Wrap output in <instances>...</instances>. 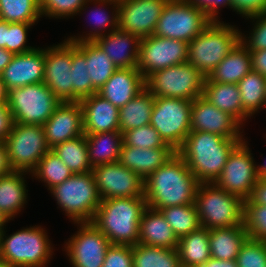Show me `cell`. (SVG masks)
Wrapping results in <instances>:
<instances>
[{
    "label": "cell",
    "instance_id": "1",
    "mask_svg": "<svg viewBox=\"0 0 266 267\" xmlns=\"http://www.w3.org/2000/svg\"><path fill=\"white\" fill-rule=\"evenodd\" d=\"M199 182L177 154L144 180L147 207L161 208L194 204Z\"/></svg>",
    "mask_w": 266,
    "mask_h": 267
},
{
    "label": "cell",
    "instance_id": "2",
    "mask_svg": "<svg viewBox=\"0 0 266 267\" xmlns=\"http://www.w3.org/2000/svg\"><path fill=\"white\" fill-rule=\"evenodd\" d=\"M242 141L209 132L191 131L176 153L187 163L199 183H214L228 156Z\"/></svg>",
    "mask_w": 266,
    "mask_h": 267
},
{
    "label": "cell",
    "instance_id": "3",
    "mask_svg": "<svg viewBox=\"0 0 266 267\" xmlns=\"http://www.w3.org/2000/svg\"><path fill=\"white\" fill-rule=\"evenodd\" d=\"M147 202L144 197L102 199L91 221L114 245L139 242V224Z\"/></svg>",
    "mask_w": 266,
    "mask_h": 267
},
{
    "label": "cell",
    "instance_id": "4",
    "mask_svg": "<svg viewBox=\"0 0 266 267\" xmlns=\"http://www.w3.org/2000/svg\"><path fill=\"white\" fill-rule=\"evenodd\" d=\"M0 232V260L14 267H45L53 247L41 226H30L6 236Z\"/></svg>",
    "mask_w": 266,
    "mask_h": 267
},
{
    "label": "cell",
    "instance_id": "5",
    "mask_svg": "<svg viewBox=\"0 0 266 267\" xmlns=\"http://www.w3.org/2000/svg\"><path fill=\"white\" fill-rule=\"evenodd\" d=\"M240 36L234 25L212 21L188 43V62L208 77L240 41Z\"/></svg>",
    "mask_w": 266,
    "mask_h": 267
},
{
    "label": "cell",
    "instance_id": "6",
    "mask_svg": "<svg viewBox=\"0 0 266 267\" xmlns=\"http://www.w3.org/2000/svg\"><path fill=\"white\" fill-rule=\"evenodd\" d=\"M194 204L201 227L211 230L243 225L244 200L214 183H199Z\"/></svg>",
    "mask_w": 266,
    "mask_h": 267
},
{
    "label": "cell",
    "instance_id": "7",
    "mask_svg": "<svg viewBox=\"0 0 266 267\" xmlns=\"http://www.w3.org/2000/svg\"><path fill=\"white\" fill-rule=\"evenodd\" d=\"M50 193L74 223L91 222L102 201L92 172L75 173Z\"/></svg>",
    "mask_w": 266,
    "mask_h": 267
},
{
    "label": "cell",
    "instance_id": "8",
    "mask_svg": "<svg viewBox=\"0 0 266 267\" xmlns=\"http://www.w3.org/2000/svg\"><path fill=\"white\" fill-rule=\"evenodd\" d=\"M211 22L212 20L206 15V11L191 2L168 0L158 19L153 35L189 43Z\"/></svg>",
    "mask_w": 266,
    "mask_h": 267
},
{
    "label": "cell",
    "instance_id": "9",
    "mask_svg": "<svg viewBox=\"0 0 266 267\" xmlns=\"http://www.w3.org/2000/svg\"><path fill=\"white\" fill-rule=\"evenodd\" d=\"M205 76L186 62L156 71L145 79V88L154 97L194 100L203 96Z\"/></svg>",
    "mask_w": 266,
    "mask_h": 267
},
{
    "label": "cell",
    "instance_id": "10",
    "mask_svg": "<svg viewBox=\"0 0 266 267\" xmlns=\"http://www.w3.org/2000/svg\"><path fill=\"white\" fill-rule=\"evenodd\" d=\"M61 101L43 82L8 90L14 123L43 125Z\"/></svg>",
    "mask_w": 266,
    "mask_h": 267
},
{
    "label": "cell",
    "instance_id": "11",
    "mask_svg": "<svg viewBox=\"0 0 266 267\" xmlns=\"http://www.w3.org/2000/svg\"><path fill=\"white\" fill-rule=\"evenodd\" d=\"M4 144L13 171L29 172V175L50 150L42 125L13 123Z\"/></svg>",
    "mask_w": 266,
    "mask_h": 267
},
{
    "label": "cell",
    "instance_id": "12",
    "mask_svg": "<svg viewBox=\"0 0 266 267\" xmlns=\"http://www.w3.org/2000/svg\"><path fill=\"white\" fill-rule=\"evenodd\" d=\"M192 100L155 97L150 125L177 151L191 132Z\"/></svg>",
    "mask_w": 266,
    "mask_h": 267
},
{
    "label": "cell",
    "instance_id": "13",
    "mask_svg": "<svg viewBox=\"0 0 266 267\" xmlns=\"http://www.w3.org/2000/svg\"><path fill=\"white\" fill-rule=\"evenodd\" d=\"M245 140L232 150L221 174L214 182L219 188L243 200L251 197L253 188L260 178L257 173V164Z\"/></svg>",
    "mask_w": 266,
    "mask_h": 267
},
{
    "label": "cell",
    "instance_id": "14",
    "mask_svg": "<svg viewBox=\"0 0 266 267\" xmlns=\"http://www.w3.org/2000/svg\"><path fill=\"white\" fill-rule=\"evenodd\" d=\"M188 62V43L155 35L139 43L138 70L146 79L152 73Z\"/></svg>",
    "mask_w": 266,
    "mask_h": 267
},
{
    "label": "cell",
    "instance_id": "15",
    "mask_svg": "<svg viewBox=\"0 0 266 267\" xmlns=\"http://www.w3.org/2000/svg\"><path fill=\"white\" fill-rule=\"evenodd\" d=\"M78 231L65 242V251L73 267H102L111 243L92 223L81 222Z\"/></svg>",
    "mask_w": 266,
    "mask_h": 267
},
{
    "label": "cell",
    "instance_id": "16",
    "mask_svg": "<svg viewBox=\"0 0 266 267\" xmlns=\"http://www.w3.org/2000/svg\"><path fill=\"white\" fill-rule=\"evenodd\" d=\"M91 172L101 199L144 197V180L119 161L94 166Z\"/></svg>",
    "mask_w": 266,
    "mask_h": 267
},
{
    "label": "cell",
    "instance_id": "17",
    "mask_svg": "<svg viewBox=\"0 0 266 267\" xmlns=\"http://www.w3.org/2000/svg\"><path fill=\"white\" fill-rule=\"evenodd\" d=\"M72 42L64 40L45 48L43 83L61 102H73L71 82Z\"/></svg>",
    "mask_w": 266,
    "mask_h": 267
},
{
    "label": "cell",
    "instance_id": "18",
    "mask_svg": "<svg viewBox=\"0 0 266 267\" xmlns=\"http://www.w3.org/2000/svg\"><path fill=\"white\" fill-rule=\"evenodd\" d=\"M118 28L140 39L154 34L168 0H118Z\"/></svg>",
    "mask_w": 266,
    "mask_h": 267
},
{
    "label": "cell",
    "instance_id": "19",
    "mask_svg": "<svg viewBox=\"0 0 266 267\" xmlns=\"http://www.w3.org/2000/svg\"><path fill=\"white\" fill-rule=\"evenodd\" d=\"M242 125L230 114L212 105L203 96L192 102L191 131L209 132L229 139H244Z\"/></svg>",
    "mask_w": 266,
    "mask_h": 267
},
{
    "label": "cell",
    "instance_id": "20",
    "mask_svg": "<svg viewBox=\"0 0 266 267\" xmlns=\"http://www.w3.org/2000/svg\"><path fill=\"white\" fill-rule=\"evenodd\" d=\"M50 149L67 140L84 135L80 102H61L42 125Z\"/></svg>",
    "mask_w": 266,
    "mask_h": 267
},
{
    "label": "cell",
    "instance_id": "21",
    "mask_svg": "<svg viewBox=\"0 0 266 267\" xmlns=\"http://www.w3.org/2000/svg\"><path fill=\"white\" fill-rule=\"evenodd\" d=\"M45 48L14 54L1 73L7 90L41 83L44 80Z\"/></svg>",
    "mask_w": 266,
    "mask_h": 267
},
{
    "label": "cell",
    "instance_id": "22",
    "mask_svg": "<svg viewBox=\"0 0 266 267\" xmlns=\"http://www.w3.org/2000/svg\"><path fill=\"white\" fill-rule=\"evenodd\" d=\"M84 134L119 131V108L95 93L80 100Z\"/></svg>",
    "mask_w": 266,
    "mask_h": 267
},
{
    "label": "cell",
    "instance_id": "23",
    "mask_svg": "<svg viewBox=\"0 0 266 267\" xmlns=\"http://www.w3.org/2000/svg\"><path fill=\"white\" fill-rule=\"evenodd\" d=\"M145 88V79L138 68H118L97 91L119 109Z\"/></svg>",
    "mask_w": 266,
    "mask_h": 267
},
{
    "label": "cell",
    "instance_id": "24",
    "mask_svg": "<svg viewBox=\"0 0 266 267\" xmlns=\"http://www.w3.org/2000/svg\"><path fill=\"white\" fill-rule=\"evenodd\" d=\"M140 38L119 28L98 37L94 42L118 68H137Z\"/></svg>",
    "mask_w": 266,
    "mask_h": 267
},
{
    "label": "cell",
    "instance_id": "25",
    "mask_svg": "<svg viewBox=\"0 0 266 267\" xmlns=\"http://www.w3.org/2000/svg\"><path fill=\"white\" fill-rule=\"evenodd\" d=\"M175 153L176 151L169 144L152 149L122 145L119 162L122 166L134 171L143 180H146L160 166L170 160Z\"/></svg>",
    "mask_w": 266,
    "mask_h": 267
},
{
    "label": "cell",
    "instance_id": "26",
    "mask_svg": "<svg viewBox=\"0 0 266 267\" xmlns=\"http://www.w3.org/2000/svg\"><path fill=\"white\" fill-rule=\"evenodd\" d=\"M178 238L159 210L147 207L139 224V242L144 245L177 249Z\"/></svg>",
    "mask_w": 266,
    "mask_h": 267
},
{
    "label": "cell",
    "instance_id": "27",
    "mask_svg": "<svg viewBox=\"0 0 266 267\" xmlns=\"http://www.w3.org/2000/svg\"><path fill=\"white\" fill-rule=\"evenodd\" d=\"M251 70V52L239 41L210 75L205 78V81L237 84Z\"/></svg>",
    "mask_w": 266,
    "mask_h": 267
},
{
    "label": "cell",
    "instance_id": "28",
    "mask_svg": "<svg viewBox=\"0 0 266 267\" xmlns=\"http://www.w3.org/2000/svg\"><path fill=\"white\" fill-rule=\"evenodd\" d=\"M203 97L221 111L233 116L242 126L250 118L243 110L237 84L204 81Z\"/></svg>",
    "mask_w": 266,
    "mask_h": 267
},
{
    "label": "cell",
    "instance_id": "29",
    "mask_svg": "<svg viewBox=\"0 0 266 267\" xmlns=\"http://www.w3.org/2000/svg\"><path fill=\"white\" fill-rule=\"evenodd\" d=\"M26 174L28 173L12 171L0 177V210L9 220L14 219L27 203Z\"/></svg>",
    "mask_w": 266,
    "mask_h": 267
},
{
    "label": "cell",
    "instance_id": "30",
    "mask_svg": "<svg viewBox=\"0 0 266 267\" xmlns=\"http://www.w3.org/2000/svg\"><path fill=\"white\" fill-rule=\"evenodd\" d=\"M85 136L92 167L119 161L123 144L120 131L85 134Z\"/></svg>",
    "mask_w": 266,
    "mask_h": 267
},
{
    "label": "cell",
    "instance_id": "31",
    "mask_svg": "<svg viewBox=\"0 0 266 267\" xmlns=\"http://www.w3.org/2000/svg\"><path fill=\"white\" fill-rule=\"evenodd\" d=\"M247 238L244 224L209 230L211 257L222 260L236 259Z\"/></svg>",
    "mask_w": 266,
    "mask_h": 267
},
{
    "label": "cell",
    "instance_id": "32",
    "mask_svg": "<svg viewBox=\"0 0 266 267\" xmlns=\"http://www.w3.org/2000/svg\"><path fill=\"white\" fill-rule=\"evenodd\" d=\"M155 97L146 88L140 91L133 99L119 109V131L150 124Z\"/></svg>",
    "mask_w": 266,
    "mask_h": 267
},
{
    "label": "cell",
    "instance_id": "33",
    "mask_svg": "<svg viewBox=\"0 0 266 267\" xmlns=\"http://www.w3.org/2000/svg\"><path fill=\"white\" fill-rule=\"evenodd\" d=\"M177 252L181 267H198L211 258L209 229L200 227L178 240Z\"/></svg>",
    "mask_w": 266,
    "mask_h": 267
},
{
    "label": "cell",
    "instance_id": "34",
    "mask_svg": "<svg viewBox=\"0 0 266 267\" xmlns=\"http://www.w3.org/2000/svg\"><path fill=\"white\" fill-rule=\"evenodd\" d=\"M85 55L88 63L89 77L98 90L116 71L117 67L107 54L94 41L73 42Z\"/></svg>",
    "mask_w": 266,
    "mask_h": 267
},
{
    "label": "cell",
    "instance_id": "35",
    "mask_svg": "<svg viewBox=\"0 0 266 267\" xmlns=\"http://www.w3.org/2000/svg\"><path fill=\"white\" fill-rule=\"evenodd\" d=\"M73 174L91 172L92 166L89 161L88 148L85 134L65 142L51 149Z\"/></svg>",
    "mask_w": 266,
    "mask_h": 267
},
{
    "label": "cell",
    "instance_id": "36",
    "mask_svg": "<svg viewBox=\"0 0 266 267\" xmlns=\"http://www.w3.org/2000/svg\"><path fill=\"white\" fill-rule=\"evenodd\" d=\"M244 112L253 116L261 108H266V77L251 70L238 83Z\"/></svg>",
    "mask_w": 266,
    "mask_h": 267
},
{
    "label": "cell",
    "instance_id": "37",
    "mask_svg": "<svg viewBox=\"0 0 266 267\" xmlns=\"http://www.w3.org/2000/svg\"><path fill=\"white\" fill-rule=\"evenodd\" d=\"M132 253L133 267H181L176 249L137 243Z\"/></svg>",
    "mask_w": 266,
    "mask_h": 267
},
{
    "label": "cell",
    "instance_id": "38",
    "mask_svg": "<svg viewBox=\"0 0 266 267\" xmlns=\"http://www.w3.org/2000/svg\"><path fill=\"white\" fill-rule=\"evenodd\" d=\"M98 3V6L100 7L104 5V7L102 8H106V6H111L112 8V15L108 14V12L106 13L105 9L102 10V8L96 6V4ZM93 4L96 6V8L91 11L92 16L94 17V28H92L93 30L89 31L90 33H86L84 36L82 34V36H70L69 38L67 37V41L69 42H78V41H94L95 39H97L98 37L104 36L107 33V29L109 27L108 33L109 32H113L116 29H118V7H119V1L118 0H94ZM108 4V5H107ZM106 5V6H105ZM90 14V13H89ZM111 15V16H110ZM90 16V15H89ZM108 26V27H107ZM105 29V30H103ZM94 31V32H93ZM105 31V33H104ZM103 32V33H102Z\"/></svg>",
    "mask_w": 266,
    "mask_h": 267
},
{
    "label": "cell",
    "instance_id": "39",
    "mask_svg": "<svg viewBox=\"0 0 266 267\" xmlns=\"http://www.w3.org/2000/svg\"><path fill=\"white\" fill-rule=\"evenodd\" d=\"M178 239L201 227L195 204L175 205L159 209Z\"/></svg>",
    "mask_w": 266,
    "mask_h": 267
},
{
    "label": "cell",
    "instance_id": "40",
    "mask_svg": "<svg viewBox=\"0 0 266 267\" xmlns=\"http://www.w3.org/2000/svg\"><path fill=\"white\" fill-rule=\"evenodd\" d=\"M40 17V0H0L1 20L35 24Z\"/></svg>",
    "mask_w": 266,
    "mask_h": 267
},
{
    "label": "cell",
    "instance_id": "41",
    "mask_svg": "<svg viewBox=\"0 0 266 267\" xmlns=\"http://www.w3.org/2000/svg\"><path fill=\"white\" fill-rule=\"evenodd\" d=\"M71 82L73 83V102L97 93L89 77L85 55L72 42Z\"/></svg>",
    "mask_w": 266,
    "mask_h": 267
},
{
    "label": "cell",
    "instance_id": "42",
    "mask_svg": "<svg viewBox=\"0 0 266 267\" xmlns=\"http://www.w3.org/2000/svg\"><path fill=\"white\" fill-rule=\"evenodd\" d=\"M32 177L45 183L48 190L63 183L73 175L72 171L50 149L39 161L36 169L31 173Z\"/></svg>",
    "mask_w": 266,
    "mask_h": 267
},
{
    "label": "cell",
    "instance_id": "43",
    "mask_svg": "<svg viewBox=\"0 0 266 267\" xmlns=\"http://www.w3.org/2000/svg\"><path fill=\"white\" fill-rule=\"evenodd\" d=\"M243 224L248 238L266 241V206L244 200Z\"/></svg>",
    "mask_w": 266,
    "mask_h": 267
},
{
    "label": "cell",
    "instance_id": "44",
    "mask_svg": "<svg viewBox=\"0 0 266 267\" xmlns=\"http://www.w3.org/2000/svg\"><path fill=\"white\" fill-rule=\"evenodd\" d=\"M94 0H40L42 16L49 18H69L81 14ZM90 3V4H89ZM85 9V10H84Z\"/></svg>",
    "mask_w": 266,
    "mask_h": 267
},
{
    "label": "cell",
    "instance_id": "45",
    "mask_svg": "<svg viewBox=\"0 0 266 267\" xmlns=\"http://www.w3.org/2000/svg\"><path fill=\"white\" fill-rule=\"evenodd\" d=\"M122 141V145L140 149L161 148L166 145L158 131L150 124L123 132Z\"/></svg>",
    "mask_w": 266,
    "mask_h": 267
},
{
    "label": "cell",
    "instance_id": "46",
    "mask_svg": "<svg viewBox=\"0 0 266 267\" xmlns=\"http://www.w3.org/2000/svg\"><path fill=\"white\" fill-rule=\"evenodd\" d=\"M236 262L238 267H266V241L247 238Z\"/></svg>",
    "mask_w": 266,
    "mask_h": 267
},
{
    "label": "cell",
    "instance_id": "47",
    "mask_svg": "<svg viewBox=\"0 0 266 267\" xmlns=\"http://www.w3.org/2000/svg\"><path fill=\"white\" fill-rule=\"evenodd\" d=\"M35 24L7 22V42L6 49L13 54L25 53L33 50L35 47L27 46L28 30Z\"/></svg>",
    "mask_w": 266,
    "mask_h": 267
},
{
    "label": "cell",
    "instance_id": "48",
    "mask_svg": "<svg viewBox=\"0 0 266 267\" xmlns=\"http://www.w3.org/2000/svg\"><path fill=\"white\" fill-rule=\"evenodd\" d=\"M254 27L248 36L241 32L240 41L249 51H259L266 49V13L250 17ZM256 21V22H255ZM248 38V39H246Z\"/></svg>",
    "mask_w": 266,
    "mask_h": 267
},
{
    "label": "cell",
    "instance_id": "49",
    "mask_svg": "<svg viewBox=\"0 0 266 267\" xmlns=\"http://www.w3.org/2000/svg\"><path fill=\"white\" fill-rule=\"evenodd\" d=\"M102 267H133L132 246L111 244Z\"/></svg>",
    "mask_w": 266,
    "mask_h": 267
},
{
    "label": "cell",
    "instance_id": "50",
    "mask_svg": "<svg viewBox=\"0 0 266 267\" xmlns=\"http://www.w3.org/2000/svg\"><path fill=\"white\" fill-rule=\"evenodd\" d=\"M231 9L249 19L266 13V0H231Z\"/></svg>",
    "mask_w": 266,
    "mask_h": 267
},
{
    "label": "cell",
    "instance_id": "51",
    "mask_svg": "<svg viewBox=\"0 0 266 267\" xmlns=\"http://www.w3.org/2000/svg\"><path fill=\"white\" fill-rule=\"evenodd\" d=\"M195 6L204 9L206 15L212 21H219L218 14L220 7L229 6L231 8V0H187Z\"/></svg>",
    "mask_w": 266,
    "mask_h": 267
},
{
    "label": "cell",
    "instance_id": "52",
    "mask_svg": "<svg viewBox=\"0 0 266 267\" xmlns=\"http://www.w3.org/2000/svg\"><path fill=\"white\" fill-rule=\"evenodd\" d=\"M13 118L10 112V108L8 104L0 105V141L4 142V140L9 135L12 126H13Z\"/></svg>",
    "mask_w": 266,
    "mask_h": 267
},
{
    "label": "cell",
    "instance_id": "53",
    "mask_svg": "<svg viewBox=\"0 0 266 267\" xmlns=\"http://www.w3.org/2000/svg\"><path fill=\"white\" fill-rule=\"evenodd\" d=\"M250 52L252 56V70L266 77V49Z\"/></svg>",
    "mask_w": 266,
    "mask_h": 267
},
{
    "label": "cell",
    "instance_id": "54",
    "mask_svg": "<svg viewBox=\"0 0 266 267\" xmlns=\"http://www.w3.org/2000/svg\"><path fill=\"white\" fill-rule=\"evenodd\" d=\"M250 199L255 204L266 206V178H259L253 188Z\"/></svg>",
    "mask_w": 266,
    "mask_h": 267
},
{
    "label": "cell",
    "instance_id": "55",
    "mask_svg": "<svg viewBox=\"0 0 266 267\" xmlns=\"http://www.w3.org/2000/svg\"><path fill=\"white\" fill-rule=\"evenodd\" d=\"M13 171L7 155V149L4 142L0 141V177Z\"/></svg>",
    "mask_w": 266,
    "mask_h": 267
},
{
    "label": "cell",
    "instance_id": "56",
    "mask_svg": "<svg viewBox=\"0 0 266 267\" xmlns=\"http://www.w3.org/2000/svg\"><path fill=\"white\" fill-rule=\"evenodd\" d=\"M198 267H238V265L236 259L222 260L211 257Z\"/></svg>",
    "mask_w": 266,
    "mask_h": 267
},
{
    "label": "cell",
    "instance_id": "57",
    "mask_svg": "<svg viewBox=\"0 0 266 267\" xmlns=\"http://www.w3.org/2000/svg\"><path fill=\"white\" fill-rule=\"evenodd\" d=\"M13 53L5 48H0V75L5 67L10 63Z\"/></svg>",
    "mask_w": 266,
    "mask_h": 267
},
{
    "label": "cell",
    "instance_id": "58",
    "mask_svg": "<svg viewBox=\"0 0 266 267\" xmlns=\"http://www.w3.org/2000/svg\"><path fill=\"white\" fill-rule=\"evenodd\" d=\"M7 42V21L0 19V48L6 49Z\"/></svg>",
    "mask_w": 266,
    "mask_h": 267
},
{
    "label": "cell",
    "instance_id": "59",
    "mask_svg": "<svg viewBox=\"0 0 266 267\" xmlns=\"http://www.w3.org/2000/svg\"><path fill=\"white\" fill-rule=\"evenodd\" d=\"M8 103V90L0 76V105Z\"/></svg>",
    "mask_w": 266,
    "mask_h": 267
},
{
    "label": "cell",
    "instance_id": "60",
    "mask_svg": "<svg viewBox=\"0 0 266 267\" xmlns=\"http://www.w3.org/2000/svg\"><path fill=\"white\" fill-rule=\"evenodd\" d=\"M264 163L257 166V173L260 178H266V162Z\"/></svg>",
    "mask_w": 266,
    "mask_h": 267
},
{
    "label": "cell",
    "instance_id": "61",
    "mask_svg": "<svg viewBox=\"0 0 266 267\" xmlns=\"http://www.w3.org/2000/svg\"><path fill=\"white\" fill-rule=\"evenodd\" d=\"M10 221L7 216L0 210V232L4 229L5 224Z\"/></svg>",
    "mask_w": 266,
    "mask_h": 267
},
{
    "label": "cell",
    "instance_id": "62",
    "mask_svg": "<svg viewBox=\"0 0 266 267\" xmlns=\"http://www.w3.org/2000/svg\"><path fill=\"white\" fill-rule=\"evenodd\" d=\"M0 267H14V266H12L9 263H6V262L0 260Z\"/></svg>",
    "mask_w": 266,
    "mask_h": 267
}]
</instances>
